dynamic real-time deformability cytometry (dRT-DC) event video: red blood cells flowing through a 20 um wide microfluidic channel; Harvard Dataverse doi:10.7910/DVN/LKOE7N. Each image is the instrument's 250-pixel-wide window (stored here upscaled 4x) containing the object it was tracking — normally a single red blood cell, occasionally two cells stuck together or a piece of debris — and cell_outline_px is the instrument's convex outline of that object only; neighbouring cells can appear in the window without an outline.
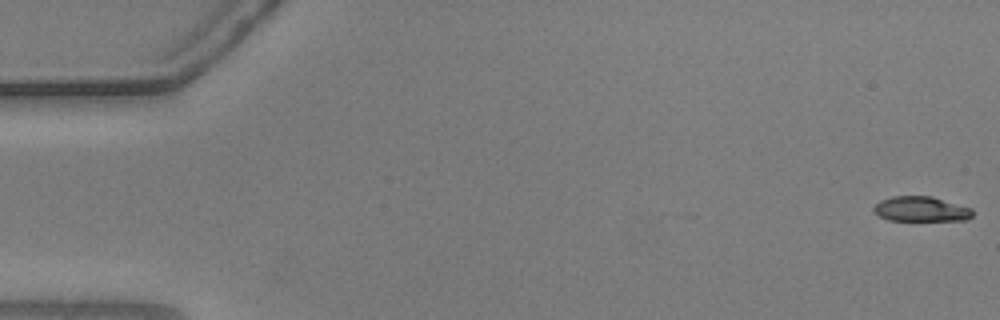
{"species": "common noctule bat (a hibernating species)", "species_latin": "Nyctalus noctula", "temperature_condition": "warm", "stored_images_in_passage": 5, "camera_frame_rate_fps": 3000, "um_per_image_px": 0.085, "animal": {"sex": "male", "body_mass_g": 20.5, "forearm_length_mm": 52.5}, "frame": {"image": 1, "passage_image": 1, "time_ms": 0.0, "image_size_px": [1000, 320], "cell_outline_px": [[972, 216], [968, 220], [888, 220], [872, 212], [872, 208], [880, 200], [892, 196], [932, 196], [972, 208]], "centroid_in_image_um": [78.27, 17.76], "position_along_channel_um": 6.7, "area_um2": 14.45}}